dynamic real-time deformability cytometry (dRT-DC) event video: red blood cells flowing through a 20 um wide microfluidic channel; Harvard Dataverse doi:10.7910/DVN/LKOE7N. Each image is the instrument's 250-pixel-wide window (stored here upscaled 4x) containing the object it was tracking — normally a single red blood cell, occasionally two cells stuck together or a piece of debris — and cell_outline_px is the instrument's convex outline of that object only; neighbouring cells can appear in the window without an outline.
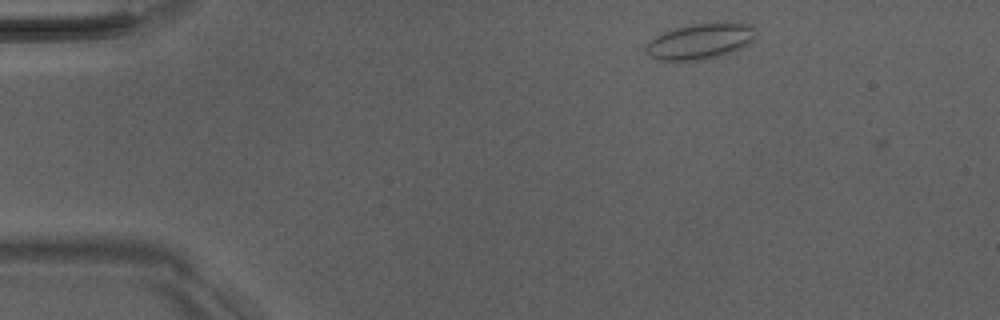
{"species": "Egyptian fruit bat (a non-hibernating species)", "species_latin": "Rousettus aegyptiacus", "temperature_condition": "room temperature", "stored_images_in_passage": 6, "camera_frame_rate_fps": 3000, "um_per_image_px": 0.085, "animal": {"sex": "male"}, "frame": {"image": 1, "passage_image": 1, "time_ms": 0.0, "image_size_px": [1000, 320], "cell_outline_px": [[756, 36], [752, 44], [736, 52], [724, 56], [700, 60], [660, 60], [644, 52], [644, 48], [656, 36], [664, 32], [676, 28], [692, 24], [716, 20], [728, 20], [752, 24], [756, 28]], "centroid_in_image_um": [59.68, 3.47], "position_along_channel_um": 25.3, "area_um2": 23.93}}